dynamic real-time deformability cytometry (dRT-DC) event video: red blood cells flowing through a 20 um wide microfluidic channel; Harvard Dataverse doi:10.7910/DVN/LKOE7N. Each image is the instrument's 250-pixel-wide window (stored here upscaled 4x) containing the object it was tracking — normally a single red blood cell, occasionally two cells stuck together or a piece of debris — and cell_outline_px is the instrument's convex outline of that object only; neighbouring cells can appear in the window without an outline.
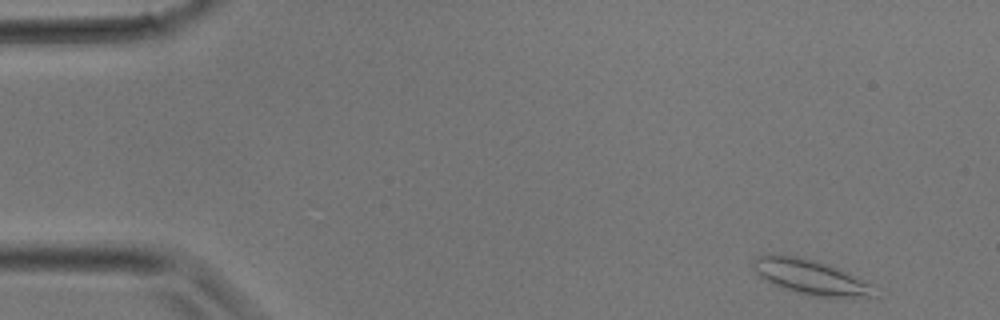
{"species": "common noctule bat (a hibernating species)", "species_latin": "Nyctalus noctula", "temperature_condition": "room temperature", "stored_images_in_passage": 31, "camera_frame_rate_fps": 3000, "um_per_image_px": 0.085, "animal": {"sex": "male", "body_mass_g": 17.9}, "frame": {"image": 1, "passage_image": 1, "time_ms": 0.0, "image_size_px": [1000, 320], "cell_outline_px": [[876, 296], [808, 296], [796, 292], [776, 284], [760, 276], [752, 268], [752, 260], [756, 256], [800, 256], [832, 264], [872, 284]], "centroid_in_image_um": [68.92, 23.52], "position_along_channel_um": 16.1, "area_um2": 24.1}}
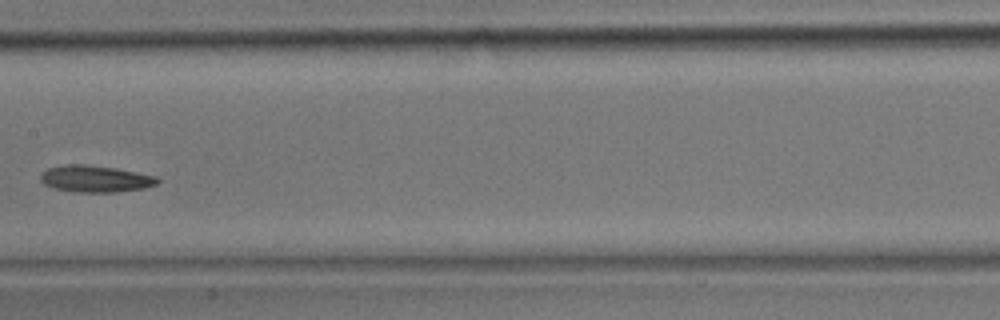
{"frame": {"image": 2, "passage_image": 15, "time_ms": 4.667, "image_size_px": [1000, 320], "cell_outline_px": [[160, 180], [156, 184], [144, 188], [116, 192], [76, 192], [56, 188], [44, 184], [40, 180], [40, 176], [48, 168], [68, 164], [84, 164], [116, 168], [156, 176]], "centroid_in_image_um": [8.12, 15.2], "position_along_channel_um": 199.3, "area_um2": 18.03}}
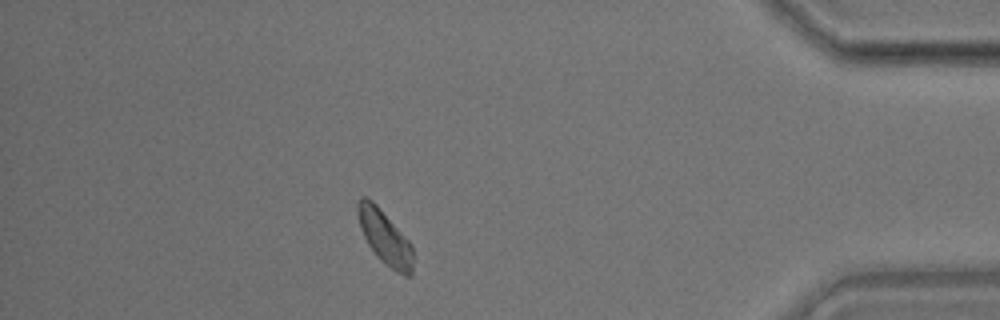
{"frame": {"image": 3, "passage_image": 27, "time_ms": 8.667, "image_size_px": [1000, 320], "cell_outline_px": [[412, 276], [404, 276], [396, 272], [384, 264], [376, 256], [368, 244], [360, 228], [356, 212], [356, 204], [360, 196], [368, 196], [376, 204], [412, 244]], "centroid_in_image_um": [32.68, 20.16], "position_along_channel_um": 402.5, "area_um2": 17.57}}